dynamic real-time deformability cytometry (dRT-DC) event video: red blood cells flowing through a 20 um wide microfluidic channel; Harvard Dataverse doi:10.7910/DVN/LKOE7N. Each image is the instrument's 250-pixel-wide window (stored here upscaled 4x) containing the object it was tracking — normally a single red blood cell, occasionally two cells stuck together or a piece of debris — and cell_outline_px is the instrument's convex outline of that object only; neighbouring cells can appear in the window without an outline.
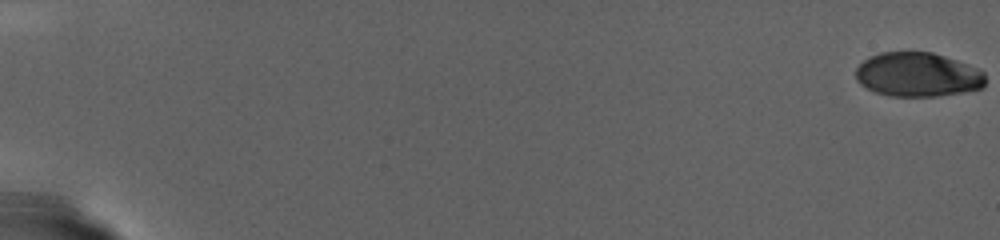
{"species": "human", "species_latin": "Homo sapiens", "temperature_condition": "warm", "stored_images_in_passage": 89, "camera_frame_rate_fps": 3000, "um_per_image_px": 0.085, "donor": {"sex": "female"}, "frame": {"image": 1, "passage_image": 1, "time_ms": 0.0, "image_size_px": [1000, 240], "cell_outline_px": [[984, 88], [936, 96], [892, 96], [876, 92], [860, 84], [856, 80], [856, 68], [868, 56], [880, 52], [932, 52], [968, 64], [984, 72]], "centroid_in_image_um": [77.98, 6.33], "position_along_channel_um": 7.0, "area_um2": 33.29}}
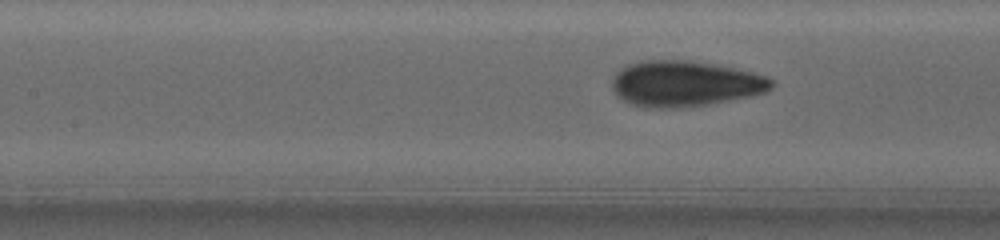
{"frame": {"image": 2, "passage_image": 51, "time_ms": 16.667, "image_size_px": [1000, 240], "cell_outline_px": [[772, 88], [764, 92], [748, 96], [708, 104], [676, 108], [644, 108], [628, 104], [616, 96], [612, 88], [612, 80], [616, 72], [628, 64], [640, 60], [692, 60], [752, 72], [768, 76], [772, 80]], "centroid_in_image_um": [58.15, 7.11], "position_along_channel_um": 149.3, "area_um2": 42.6}}
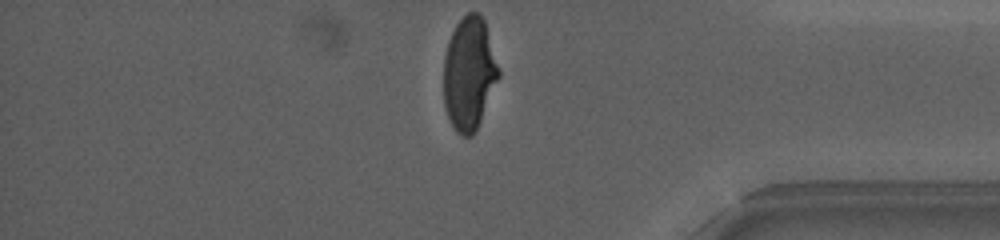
{"frame": {"image": 3, "passage_image": 89, "time_ms": 29.333, "image_size_px": [1000, 240], "cell_outline_px": [[500, 76], [480, 120], [472, 136], [460, 136], [456, 132], [448, 116], [444, 104], [444, 56], [448, 40], [456, 24], [468, 12], [480, 12], [484, 20], [500, 72]], "centroid_in_image_um": [39.87, 6.24], "position_along_channel_um": 395.3, "area_um2": 35.95}}